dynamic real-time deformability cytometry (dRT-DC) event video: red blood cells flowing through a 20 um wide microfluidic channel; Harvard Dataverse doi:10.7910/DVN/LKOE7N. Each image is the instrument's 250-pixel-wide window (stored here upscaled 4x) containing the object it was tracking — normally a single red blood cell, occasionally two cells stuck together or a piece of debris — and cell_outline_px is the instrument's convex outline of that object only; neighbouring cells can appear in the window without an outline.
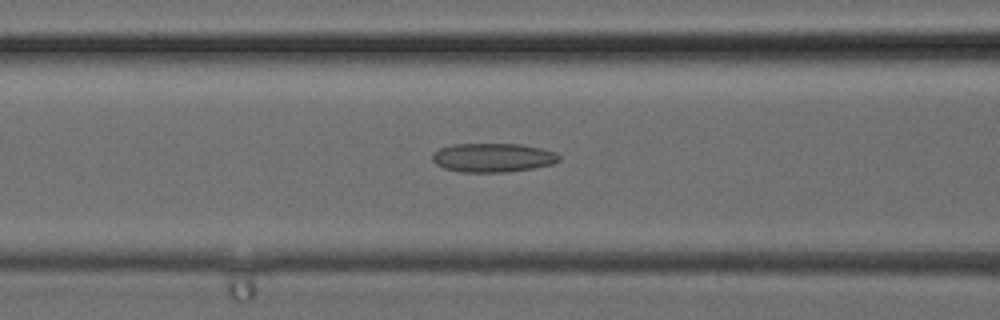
{"species": "common noctule bat (a hibernating species)", "species_latin": "Nyctalus noctula", "temperature_condition": "cold", "stored_images_in_passage": 33, "camera_frame_rate_fps": 3000, "um_per_image_px": 0.085, "animal": {"sex": "female", "body_mass_g": 24.6, "forearm_length_mm": 56.2}, "frame": {"image": 1, "passage_image": 13, "time_ms": 4.0, "image_size_px": [1000, 320], "cell_outline_px": [[560, 160], [552, 164], [532, 168], [508, 172], [460, 172], [444, 168], [436, 164], [432, 160], [432, 156], [440, 148], [452, 144], [524, 144], [556, 152], [560, 156]], "centroid_in_image_um": [41.91, 13.4], "position_along_channel_um": 124.7, "area_um2": 21.39}}
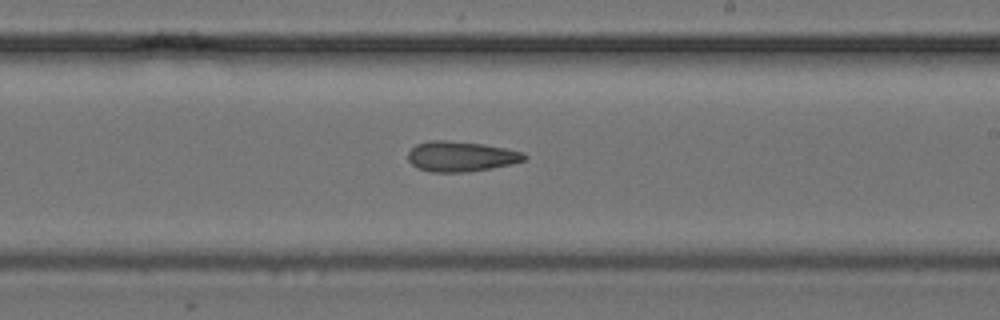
{"frame": {"image": 2, "passage_image": 19, "time_ms": 6.0, "image_size_px": [1000, 320], "cell_outline_px": [[528, 156], [524, 160], [512, 164], [492, 168], [468, 172], [432, 172], [416, 168], [408, 160], [408, 152], [416, 144], [428, 140], [444, 140], [480, 144], [504, 148], [524, 152]], "centroid_in_image_um": [39.16, 13.3], "position_along_channel_um": 249.8, "area_um2": 20.52}}
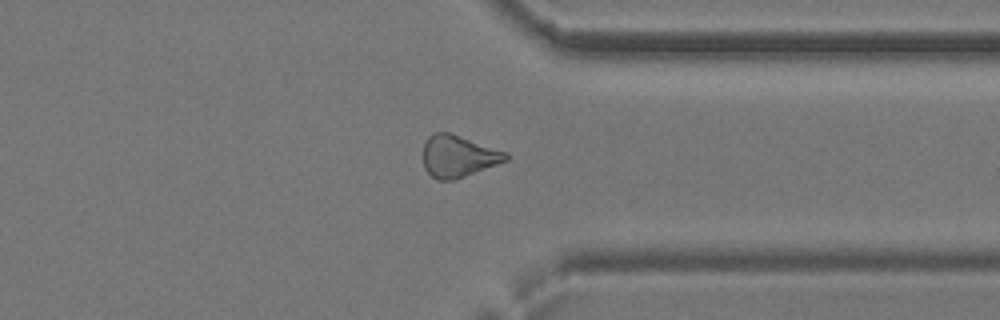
{"frame": {"image": 3, "passage_image": 25, "time_ms": 8.0, "image_size_px": [1000, 320], "cell_outline_px": [[508, 160], [456, 180], [436, 180], [424, 168], [424, 140], [428, 136], [436, 132], [448, 132], [508, 152]], "centroid_in_image_um": [38.95, 13.28], "position_along_channel_um": 372.5, "area_um2": 20.23}}